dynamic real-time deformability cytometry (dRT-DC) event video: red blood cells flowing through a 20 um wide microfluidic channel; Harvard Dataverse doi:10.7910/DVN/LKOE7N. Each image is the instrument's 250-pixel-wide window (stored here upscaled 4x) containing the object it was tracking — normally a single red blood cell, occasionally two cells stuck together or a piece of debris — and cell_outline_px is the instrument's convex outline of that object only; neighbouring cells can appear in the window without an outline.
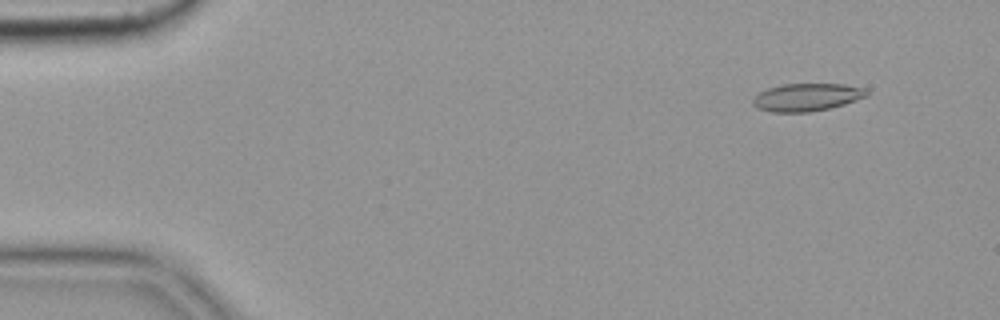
{"species": "common noctule bat (a hibernating species)", "species_latin": "Nyctalus noctula", "temperature_condition": "cold", "stored_images_in_passage": 5, "camera_frame_rate_fps": 3000, "um_per_image_px": 0.085, "animal": {"sex": "female", "body_mass_g": 19.9}, "frame": {"image": 1, "passage_image": 2, "time_ms": 0.333, "image_size_px": [1000, 320], "cell_outline_px": [[868, 96], [844, 104], [828, 108], [808, 112], [772, 112], [756, 108], [752, 104], [752, 100], [760, 92], [768, 88], [784, 84], [844, 84], [864, 88], [868, 92]], "centroid_in_image_um": [68.57, 8.26], "position_along_channel_um": 16.4, "area_um2": 18.26}}